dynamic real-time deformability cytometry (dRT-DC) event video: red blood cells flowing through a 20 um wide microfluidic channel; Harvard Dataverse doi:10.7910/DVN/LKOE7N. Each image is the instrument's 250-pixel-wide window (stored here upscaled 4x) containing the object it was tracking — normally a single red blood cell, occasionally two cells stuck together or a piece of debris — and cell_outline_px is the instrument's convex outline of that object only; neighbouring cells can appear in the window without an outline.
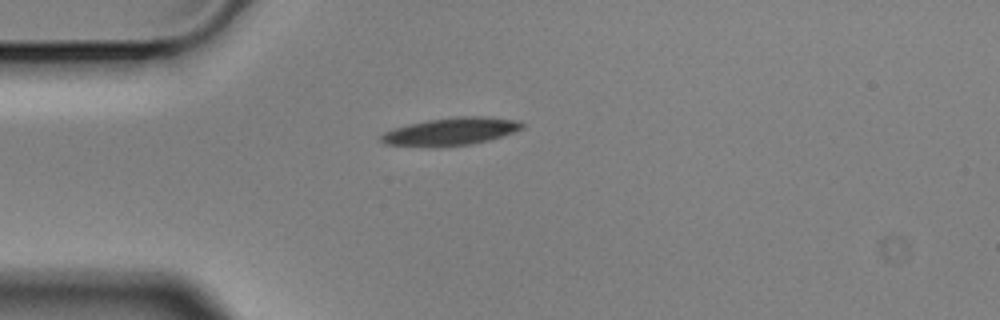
{"species": "Egyptian fruit bat (a non-hibernating species)", "species_latin": "Rousettus aegyptiacus", "temperature_condition": "cold", "stored_images_in_passage": 7, "camera_frame_rate_fps": 3000, "um_per_image_px": 0.085, "animal": {"sex": "male"}, "frame": {"image": 1, "passage_image": 1, "time_ms": 0.0, "image_size_px": [1000, 320], "cell_outline_px": [[524, 128], [488, 140], [472, 144], [436, 148], [384, 144], [380, 140], [380, 136], [384, 132], [392, 128], [408, 124], [428, 120], [456, 116], [484, 116], [520, 120], [524, 124]], "centroid_in_image_um": [38.29, 11.18], "position_along_channel_um": 46.7, "area_um2": 23.06}}
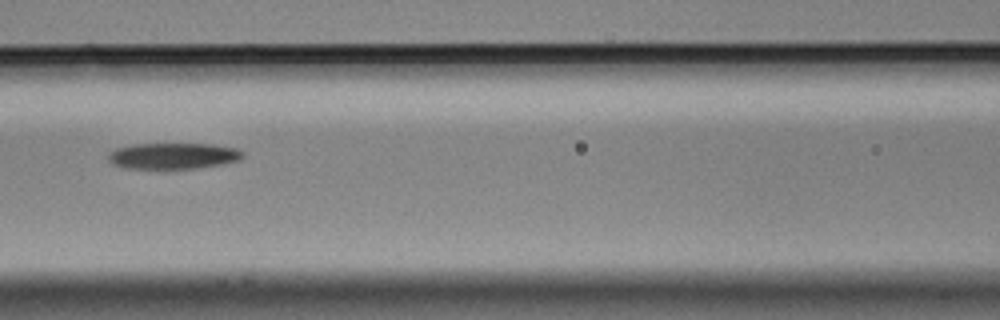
{"frame": {"image": 2, "passage_image": 4, "time_ms": 1.0, "image_size_px": [1000, 320], "cell_outline_px": [[244, 156], [240, 160], [224, 164], [200, 168], [124, 168], [112, 164], [108, 160], [108, 152], [116, 148], [132, 144], [212, 144], [236, 148], [244, 152]], "centroid_in_image_um": [14.73, 13.25], "position_along_channel_um": 151.9, "area_um2": 20.63}}
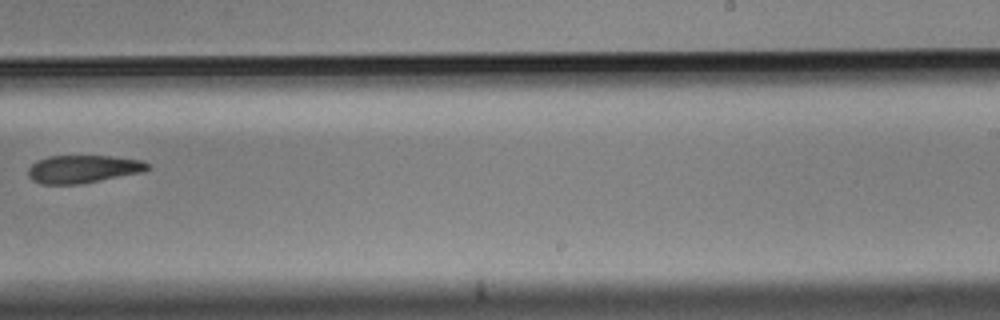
{"frame": {"image": 3, "passage_image": 7, "time_ms": 2.0, "image_size_px": [1000, 320], "cell_outline_px": [[152, 168], [144, 172], [80, 184], [40, 184], [32, 180], [28, 176], [28, 168], [36, 160], [48, 156], [112, 156], [144, 160]], "centroid_in_image_um": [7.08, 14.36], "position_along_channel_um": 281.9, "area_um2": 19.65}}